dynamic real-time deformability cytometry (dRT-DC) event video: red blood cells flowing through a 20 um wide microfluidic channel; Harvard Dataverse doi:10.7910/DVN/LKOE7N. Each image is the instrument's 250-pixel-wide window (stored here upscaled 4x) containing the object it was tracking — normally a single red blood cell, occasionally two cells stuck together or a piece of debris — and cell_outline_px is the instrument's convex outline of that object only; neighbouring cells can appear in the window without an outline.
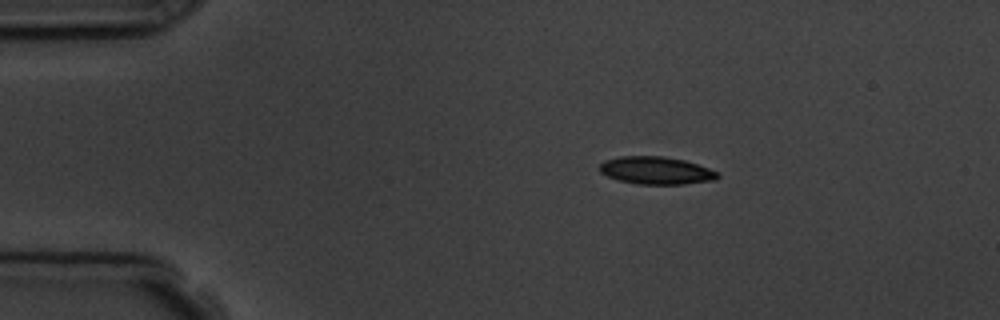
{"species": "common noctule bat (a hibernating species)", "species_latin": "Nyctalus noctula", "temperature_condition": "room temperature", "stored_images_in_passage": 5, "camera_frame_rate_fps": 3000, "um_per_image_px": 0.085, "animal": {"sex": "male", "body_mass_g": 19.5, "forearm_length_mm": 54.6}, "frame": {"image": 1, "passage_image": 2, "time_ms": 1.0, "image_size_px": [1000, 320], "cell_outline_px": [[720, 176], [716, 180], [684, 184], [640, 184], [620, 180], [608, 176], [600, 172], [600, 164], [604, 160], [620, 156], [664, 156], [684, 160], [708, 168], [716, 172]], "centroid_in_image_um": [55.77, 14.49], "position_along_channel_um": 29.2, "area_um2": 18.84}}
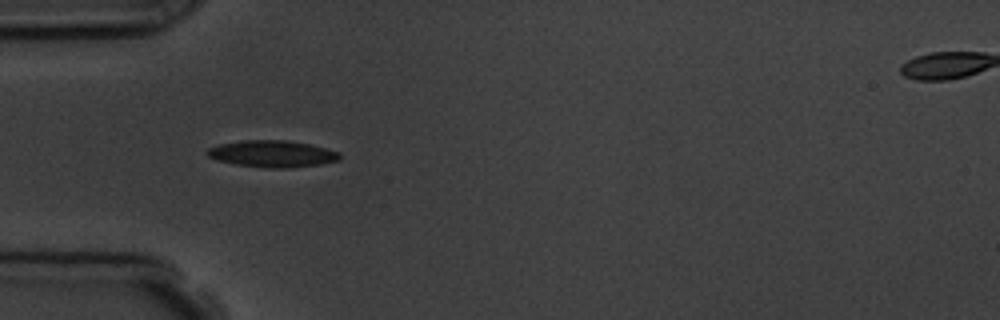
{"frame": {"image": 2, "passage_image": 4, "time_ms": 3.333, "image_size_px": [1000, 320], "cell_outline_px": [[340, 160], [320, 164], [288, 168], [272, 168], [236, 164], [216, 160], [208, 156], [204, 152], [208, 148], [220, 144], [244, 140], [288, 140], [312, 144], [340, 152]], "centroid_in_image_um": [23.16, 13.06], "position_along_channel_um": 61.8, "area_um2": 20.69}}